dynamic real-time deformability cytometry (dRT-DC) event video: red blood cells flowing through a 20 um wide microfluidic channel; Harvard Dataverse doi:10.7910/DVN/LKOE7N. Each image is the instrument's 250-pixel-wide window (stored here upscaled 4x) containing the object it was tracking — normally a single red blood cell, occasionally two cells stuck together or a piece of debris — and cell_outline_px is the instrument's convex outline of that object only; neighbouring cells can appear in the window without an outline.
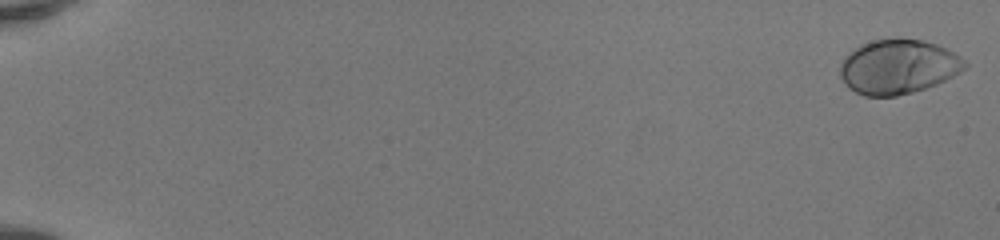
{"species": "human", "species_latin": "Homo sapiens", "temperature_condition": "room temperature", "stored_images_in_passage": 52, "camera_frame_rate_fps": 3000, "um_per_image_px": 0.085, "donor": {"sex": "female"}, "frame": {"image": 1, "passage_image": 1, "time_ms": 0.0, "image_size_px": [1000, 240], "cell_outline_px": [[968, 64], [960, 72], [936, 84], [912, 92], [896, 96], [864, 96], [848, 88], [840, 76], [840, 64], [844, 56], [848, 52], [860, 44], [872, 40], [896, 36], [900, 36], [924, 40], [936, 44], [960, 56]], "centroid_in_image_um": [76.3, 5.64], "position_along_channel_um": 8.7, "area_um2": 40.06}}
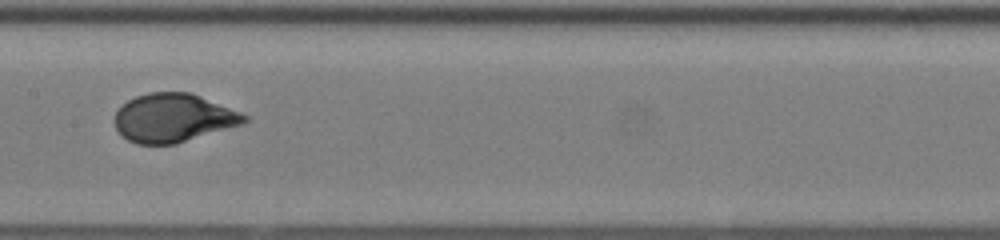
{"frame": {"image": 2, "passage_image": 29, "time_ms": 9.333, "image_size_px": [1000, 240], "cell_outline_px": [[248, 120], [244, 124], [176, 144], [136, 144], [128, 140], [116, 128], [116, 112], [128, 100], [136, 96], [148, 92], [188, 92], [200, 96], [240, 112], [248, 116]], "centroid_in_image_um": [14.76, 10.03], "position_along_channel_um": 192.6, "area_um2": 36.41}}
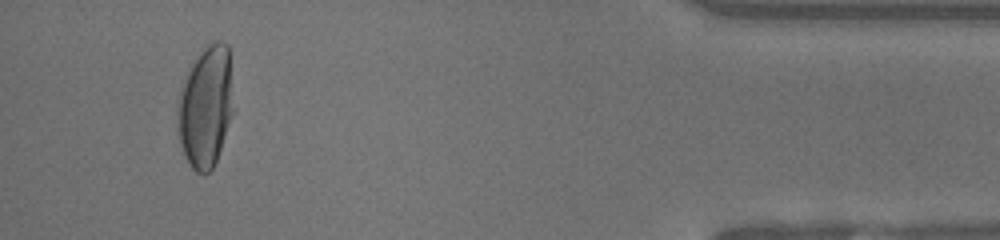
{"frame": {"image": 3, "passage_image": 49, "time_ms": 16.0, "image_size_px": [1000, 240], "cell_outline_px": [[232, 112], [216, 160], [212, 168], [208, 172], [196, 172], [192, 168], [184, 156], [180, 144], [180, 84], [188, 68], [204, 44], [216, 40], [220, 40], [228, 44], [232, 108]], "centroid_in_image_um": [17.47, 8.98], "position_along_channel_um": 417.7, "area_um2": 38.61}, "authors_computed_cell_mechanics": {"area_um2": 37.1076, "velocity_mm_per_s": 4.1451, "shape_relaxation_time_tau1_ms": 3.5679, "shape_relaxation_time_tau2_ms": null, "deformation_change_tau1": 0.2045, "deformation_change_tau2": null}}